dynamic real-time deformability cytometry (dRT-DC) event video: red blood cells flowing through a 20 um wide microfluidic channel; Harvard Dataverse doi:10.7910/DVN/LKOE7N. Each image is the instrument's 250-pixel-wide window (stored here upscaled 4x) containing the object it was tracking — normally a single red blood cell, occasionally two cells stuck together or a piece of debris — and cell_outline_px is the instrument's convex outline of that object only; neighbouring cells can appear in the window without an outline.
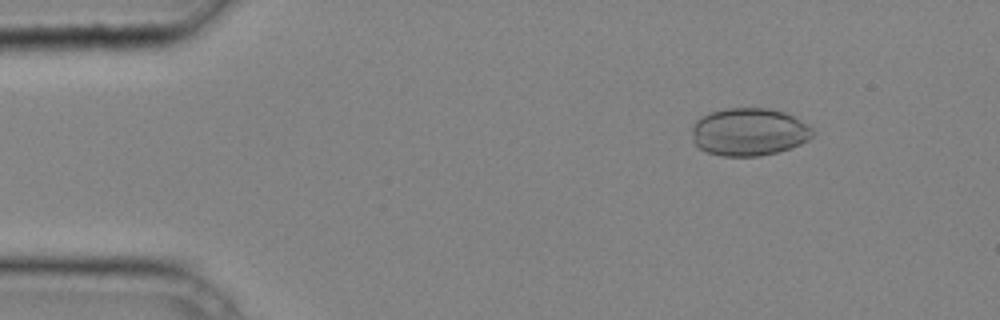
{"species": "common noctule bat (a hibernating species)", "species_latin": "Nyctalus noctula", "temperature_condition": "cold", "stored_images_in_passage": 39, "camera_frame_rate_fps": 3000, "um_per_image_px": 0.085, "animal": {"sex": "male", "body_mass_g": 20.4}, "frame": {"image": 1, "passage_image": 6, "time_ms": 1.667, "image_size_px": [1000, 320], "cell_outline_px": [[812, 136], [808, 140], [792, 148], [760, 156], [724, 156], [708, 152], [700, 148], [692, 140], [692, 124], [696, 120], [712, 112], [728, 108], [768, 108], [784, 112], [808, 124], [812, 128]], "centroid_in_image_um": [63.67, 11.22], "position_along_channel_um": 21.3, "area_um2": 33.47}}
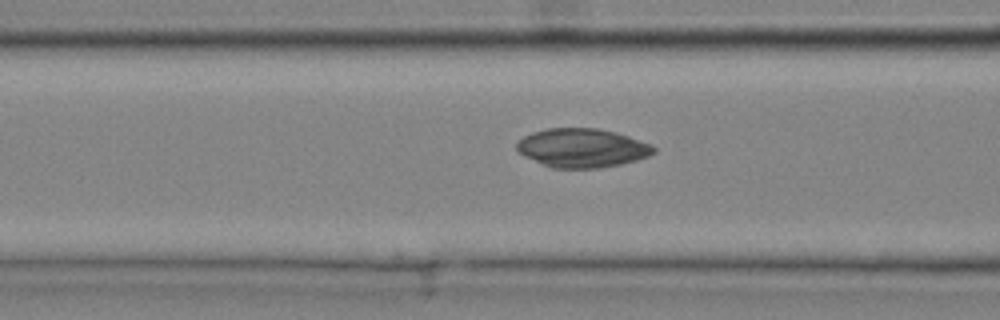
{"frame": {"image": 2, "passage_image": 17, "time_ms": 5.333, "image_size_px": [1000, 320], "cell_outline_px": [[656, 152], [648, 156], [636, 160], [620, 164], [600, 168], [552, 168], [524, 156], [516, 152], [516, 144], [524, 136], [532, 132], [548, 128], [596, 128], [616, 132], [652, 144], [656, 148]], "centroid_in_image_um": [49.48, 12.57], "position_along_channel_um": 117.1, "area_um2": 31.1}}
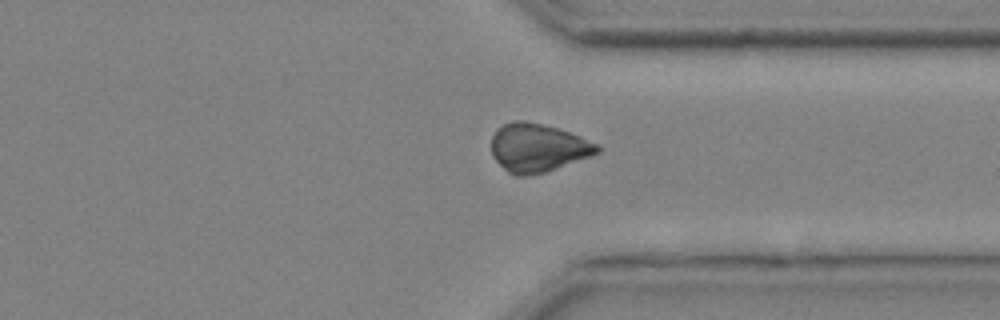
{"frame": {"image": 3, "passage_image": 33, "time_ms": 10.667, "image_size_px": [1000, 320], "cell_outline_px": [[600, 152], [556, 168], [544, 172], [528, 176], [516, 176], [508, 172], [492, 156], [492, 136], [496, 128], [504, 124], [516, 120], [524, 120], [556, 128], [580, 136], [600, 144]], "centroid_in_image_um": [45.7, 12.56], "position_along_channel_um": 365.7, "area_um2": 29.59}}